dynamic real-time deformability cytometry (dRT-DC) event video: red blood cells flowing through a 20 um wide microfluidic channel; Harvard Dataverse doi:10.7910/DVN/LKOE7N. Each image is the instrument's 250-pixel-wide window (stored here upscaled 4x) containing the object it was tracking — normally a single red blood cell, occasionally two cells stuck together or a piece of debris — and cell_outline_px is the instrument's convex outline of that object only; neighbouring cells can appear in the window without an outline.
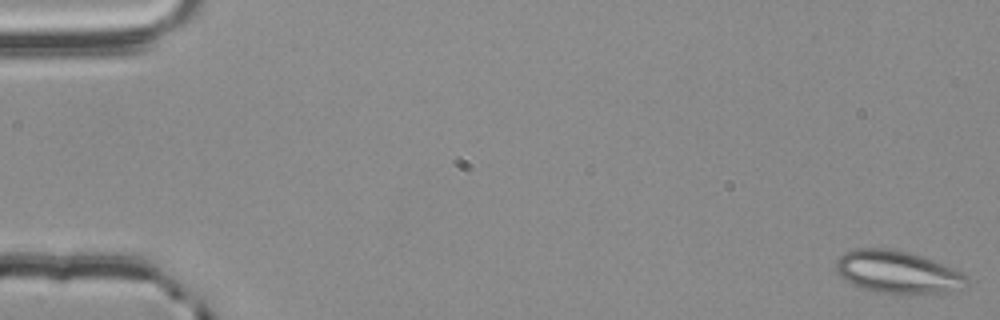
{"species": "common noctule bat (a hibernating species)", "species_latin": "Nyctalus noctula", "temperature_condition": "room temperature", "stored_images_in_passage": 48, "camera_frame_rate_fps": 3000, "um_per_image_px": 0.085, "animal": {"sex": "male", "body_mass_g": 20.4}, "frame": {"image": 1, "passage_image": 1, "time_ms": 0.0, "image_size_px": [1000, 320], "cell_outline_px": [[968, 284], [948, 292], [912, 296], [896, 296], [868, 292], [844, 280], [836, 272], [836, 260], [844, 252], [856, 248], [884, 248], [908, 252], [924, 256], [960, 272], [964, 276]], "centroid_in_image_um": [76.23, 23.18], "position_along_channel_um": 8.8, "area_um2": 33.29}}
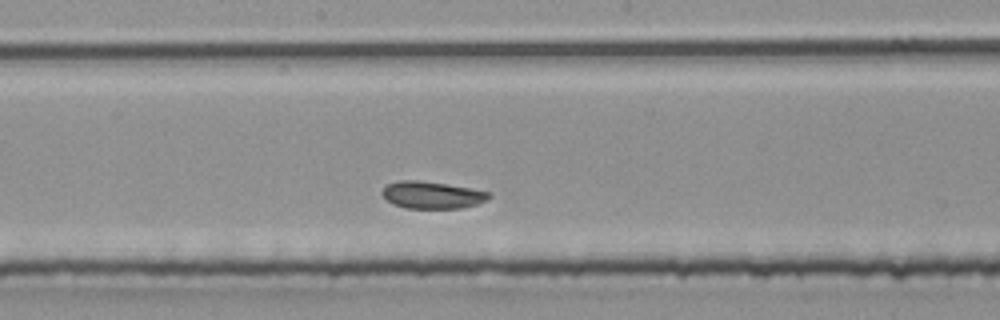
{"frame": {"image": 2, "passage_image": 31, "time_ms": 10.0, "image_size_px": [1000, 320], "cell_outline_px": [[492, 196], [488, 200], [476, 204], [460, 208], [404, 208], [392, 204], [380, 192], [388, 184], [400, 180], [420, 180], [492, 192]], "centroid_in_image_um": [36.73, 16.58], "position_along_channel_um": 211.5, "area_um2": 16.82}}
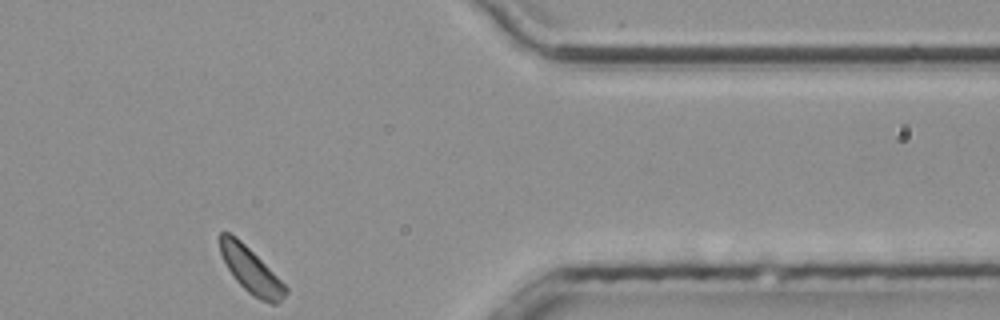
{"frame": {"image": 3, "passage_image": 48, "time_ms": 15.667, "image_size_px": [1000, 320], "cell_outline_px": [[288, 292], [276, 304], [272, 304], [260, 300], [248, 292], [236, 280], [228, 268], [220, 252], [220, 232], [228, 232], [236, 236], [288, 288]], "centroid_in_image_um": [21.32, 22.99], "position_along_channel_um": 390.1, "area_um2": 16.76}}